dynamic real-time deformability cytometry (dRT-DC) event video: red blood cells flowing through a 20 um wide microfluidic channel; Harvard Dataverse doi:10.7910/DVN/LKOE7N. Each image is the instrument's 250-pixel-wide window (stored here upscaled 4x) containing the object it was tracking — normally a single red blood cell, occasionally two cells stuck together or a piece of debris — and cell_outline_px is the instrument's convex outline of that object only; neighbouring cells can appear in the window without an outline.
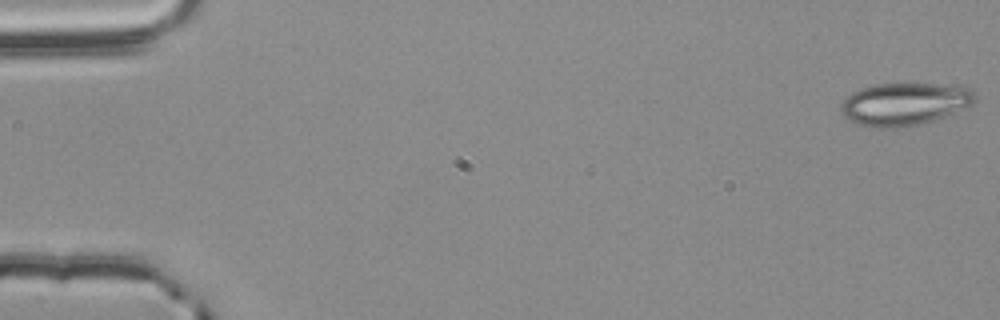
{"species": "common noctule bat (a hibernating species)", "species_latin": "Nyctalus noctula", "temperature_condition": "room temperature", "stored_images_in_passage": 55, "camera_frame_rate_fps": 3000, "um_per_image_px": 0.085, "animal": {"sex": "male", "body_mass_g": 20.4}, "frame": {"image": 1, "passage_image": 1, "time_ms": 0.0, "image_size_px": [1000, 320], "cell_outline_px": [[976, 100], [972, 104], [944, 116], [920, 124], [896, 128], [868, 128], [856, 124], [844, 116], [840, 108], [840, 104], [852, 92], [876, 84], [936, 84], [968, 88], [976, 92]], "centroid_in_image_um": [76.84, 8.86], "position_along_channel_um": 8.2, "area_um2": 33.06}}
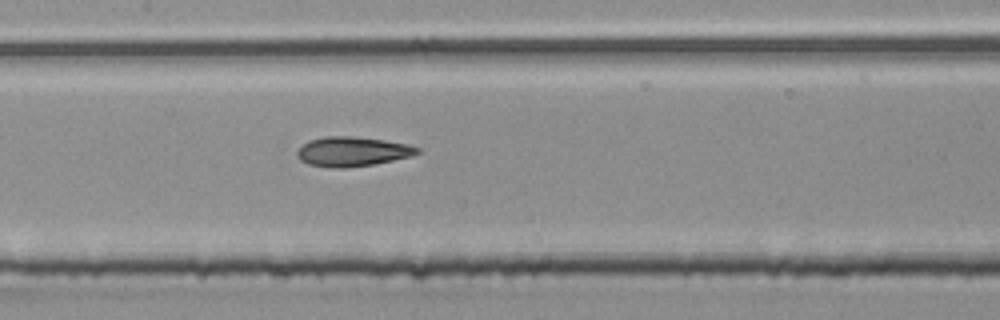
{"frame": {"image": 2, "passage_image": 27, "time_ms": 8.667, "image_size_px": [1000, 320], "cell_outline_px": [[420, 152], [412, 156], [372, 164], [344, 168], [332, 168], [308, 164], [300, 160], [296, 156], [296, 152], [308, 140], [324, 136], [352, 136], [384, 140], [408, 144], [420, 148]], "centroid_in_image_um": [29.93, 12.88], "position_along_channel_um": 177.5, "area_um2": 20.69}}
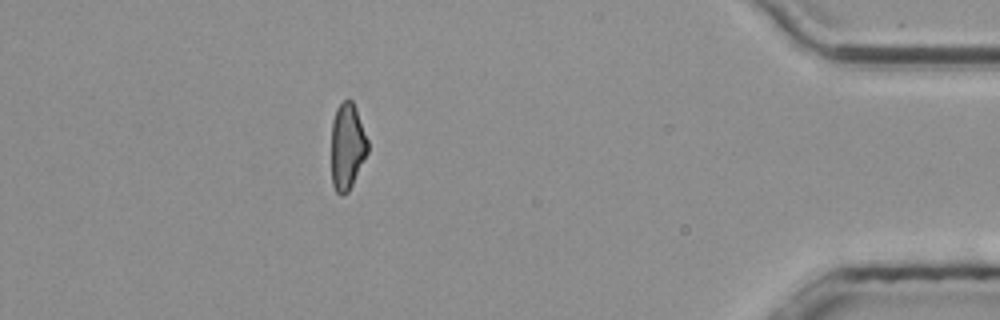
{"frame": {"image": 3, "passage_image": 49, "time_ms": 16.0, "image_size_px": [1000, 320], "cell_outline_px": [[368, 152], [348, 192], [344, 196], [340, 196], [336, 192], [332, 184], [332, 120], [336, 108], [344, 100], [352, 100], [356, 108], [368, 140]], "centroid_in_image_um": [29.51, 12.45], "position_along_channel_um": 405.7, "area_um2": 18.32}, "authors_computed_cell_mechanics": {"area_um2": 20.3456, "velocity_mm_per_s": 3.8199, "shape_relaxation_time_tau1_ms": null, "shape_relaxation_time_tau2_ms": 3.1372, "deformation_change_tau1": null, "deformation_change_tau2": 0.1165}}